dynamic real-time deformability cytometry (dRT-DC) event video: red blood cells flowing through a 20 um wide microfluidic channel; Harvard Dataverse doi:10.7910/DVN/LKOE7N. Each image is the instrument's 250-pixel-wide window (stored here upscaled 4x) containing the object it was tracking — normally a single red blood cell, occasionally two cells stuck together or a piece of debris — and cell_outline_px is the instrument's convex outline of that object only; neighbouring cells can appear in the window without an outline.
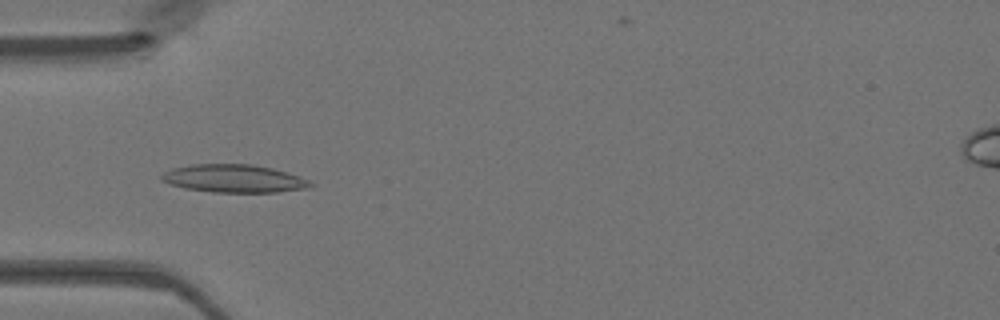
{"species": "Egyptian fruit bat (a non-hibernating species)", "species_latin": "Rousettus aegyptiacus", "temperature_condition": "warm", "stored_images_in_passage": 44, "camera_frame_rate_fps": 3000, "um_per_image_px": 0.085, "animal": {"sex": "female"}, "frame": {"image": 1, "passage_image": 11, "time_ms": 3.333, "image_size_px": [1000, 320], "cell_outline_px": [[316, 184], [312, 188], [276, 192], [212, 192], [184, 188], [160, 180], [160, 176], [164, 172], [172, 168], [192, 164], [252, 164], [272, 168], [308, 180]], "centroid_in_image_um": [19.88, 15.18], "position_along_channel_um": 65.1, "area_um2": 24.22}}
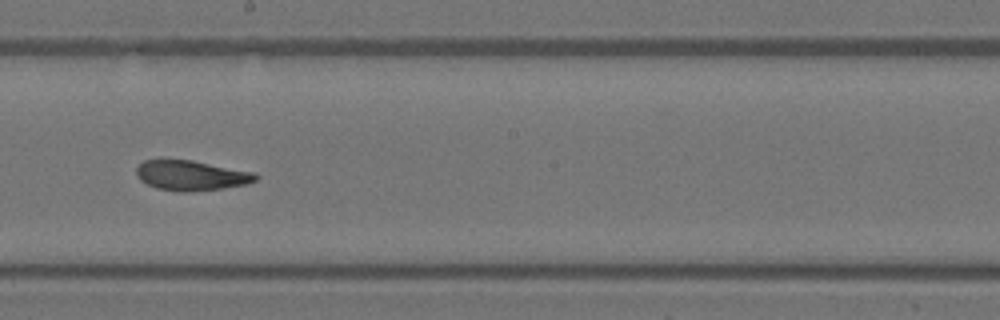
{"frame": {"image": 2, "passage_image": 23, "time_ms": 7.333, "image_size_px": [1000, 320], "cell_outline_px": [[260, 176], [256, 180], [244, 184], [220, 188], [184, 192], [180, 192], [156, 188], [140, 180], [136, 176], [136, 168], [144, 160], [192, 160], [256, 172]], "centroid_in_image_um": [16.25, 14.9], "position_along_channel_um": 231.9, "area_um2": 20.75}}
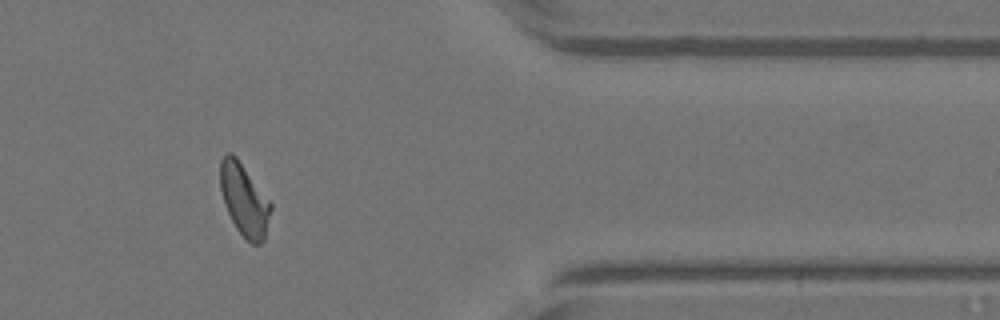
{"frame": {"image": 3, "passage_image": 36, "time_ms": 11.667, "image_size_px": [1000, 320], "cell_outline_px": [[272, 208], [264, 240], [260, 244], [252, 244], [236, 228], [224, 204], [220, 188], [220, 160], [224, 152], [232, 152], [236, 156], [272, 204]], "centroid_in_image_um": [20.74, 16.95], "position_along_channel_um": 390.7, "area_um2": 21.15}}